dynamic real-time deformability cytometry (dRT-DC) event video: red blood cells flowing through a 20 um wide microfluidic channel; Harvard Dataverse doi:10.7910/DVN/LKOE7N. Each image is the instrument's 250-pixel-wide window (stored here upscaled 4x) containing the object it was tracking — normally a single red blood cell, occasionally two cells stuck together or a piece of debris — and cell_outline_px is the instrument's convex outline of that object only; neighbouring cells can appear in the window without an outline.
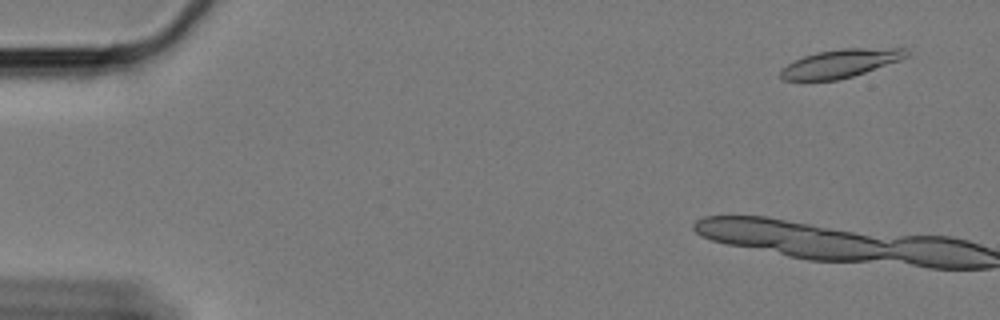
{"species": "Egyptian fruit bat (a non-hibernating species)", "species_latin": "Rousettus aegyptiacus", "temperature_condition": "cold", "stored_images_in_passage": 11, "camera_frame_rate_fps": 3000, "um_per_image_px": 0.085, "animal": {"sex": "female"}, "frame": {"image": 1, "passage_image": 4, "time_ms": 1.0, "image_size_px": [1000, 320], "cell_outline_px": [[908, 56], [900, 60], [852, 76], [836, 80], [784, 80], [780, 76], [780, 72], [788, 64], [804, 56], [816, 52], [844, 48], [908, 48]], "centroid_in_image_um": [71.47, 5.38], "position_along_channel_um": 13.5, "area_um2": 20.4}}